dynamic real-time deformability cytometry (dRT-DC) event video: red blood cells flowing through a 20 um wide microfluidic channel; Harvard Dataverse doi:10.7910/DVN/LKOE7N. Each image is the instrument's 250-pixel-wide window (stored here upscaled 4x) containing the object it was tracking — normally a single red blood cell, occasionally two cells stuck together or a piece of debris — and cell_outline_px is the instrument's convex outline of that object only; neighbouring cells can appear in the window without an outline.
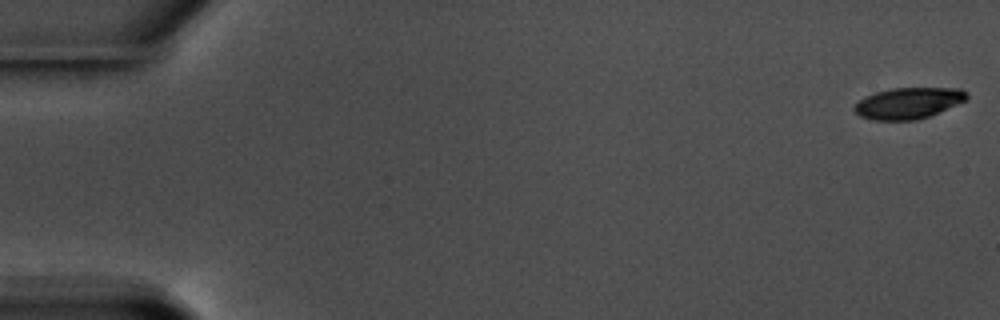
{"species": "common noctule bat (a hibernating species)", "species_latin": "Nyctalus noctula", "temperature_condition": "warm", "stored_images_in_passage": 58, "camera_frame_rate_fps": 3000, "um_per_image_px": 0.085, "animal": {"sex": "male", "body_mass_g": 17.5, "forearm_length_mm": 52.3}, "frame": {"image": 1, "passage_image": 1, "time_ms": 0.0, "image_size_px": [1000, 320], "cell_outline_px": [[968, 100], [928, 116], [916, 120], [872, 120], [860, 116], [852, 108], [864, 96], [876, 92], [892, 88], [960, 88], [968, 96]], "centroid_in_image_um": [77.19, 8.76], "position_along_channel_um": 7.8, "area_um2": 20.35}}
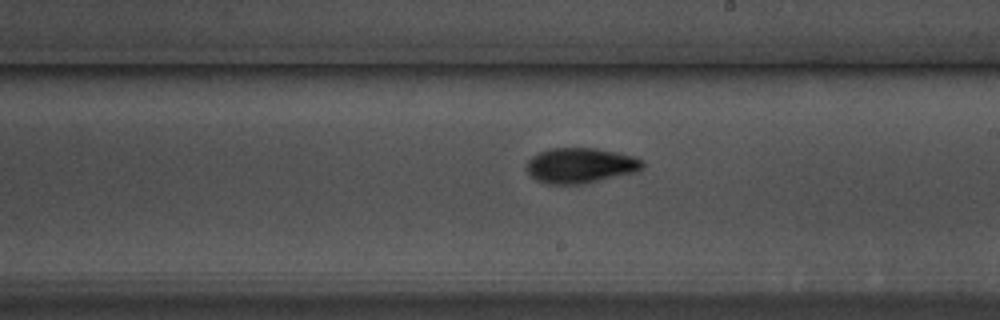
{"frame": {"image": 2, "passage_image": 34, "time_ms": 11.0, "image_size_px": [1000, 320], "cell_outline_px": [[644, 168], [636, 172], [584, 184], [548, 184], [536, 180], [524, 168], [528, 160], [532, 156], [548, 148], [596, 148], [616, 152], [632, 156], [644, 160]], "centroid_in_image_um": [49.33, 14.07], "position_along_channel_um": 239.7, "area_um2": 24.04}}
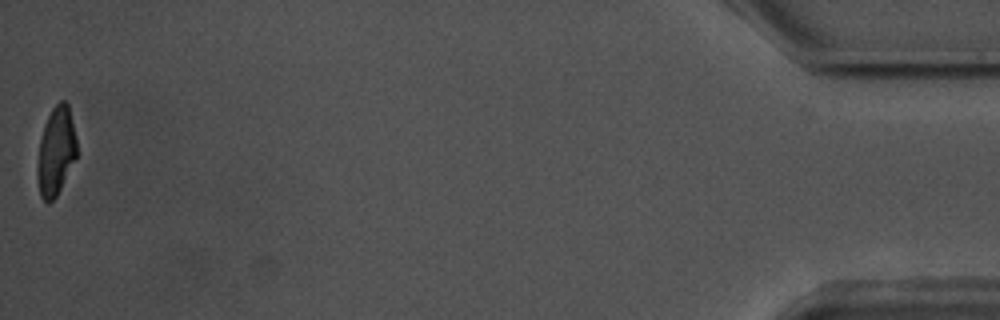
{"frame": {"image": 3, "passage_image": 58, "time_ms": 19.0, "image_size_px": [1000, 320], "cell_outline_px": [[76, 156], [56, 196], [48, 204], [40, 196], [36, 176], [36, 168], [40, 136], [44, 124], [52, 108], [60, 100], [64, 100], [68, 104], [76, 136]], "centroid_in_image_um": [4.72, 12.84], "position_along_channel_um": 430.5, "area_um2": 20.29}, "authors_computed_cell_mechanics": {"area_um2": 22.2819, "velocity_mm_per_s": 3.5508, "shape_relaxation_time_tau1_ms": 2.6757, "shape_relaxation_time_tau2_ms": 3.6629, "deformation_change_tau1": 0.15, "deformation_change_tau2": 0.0885}}